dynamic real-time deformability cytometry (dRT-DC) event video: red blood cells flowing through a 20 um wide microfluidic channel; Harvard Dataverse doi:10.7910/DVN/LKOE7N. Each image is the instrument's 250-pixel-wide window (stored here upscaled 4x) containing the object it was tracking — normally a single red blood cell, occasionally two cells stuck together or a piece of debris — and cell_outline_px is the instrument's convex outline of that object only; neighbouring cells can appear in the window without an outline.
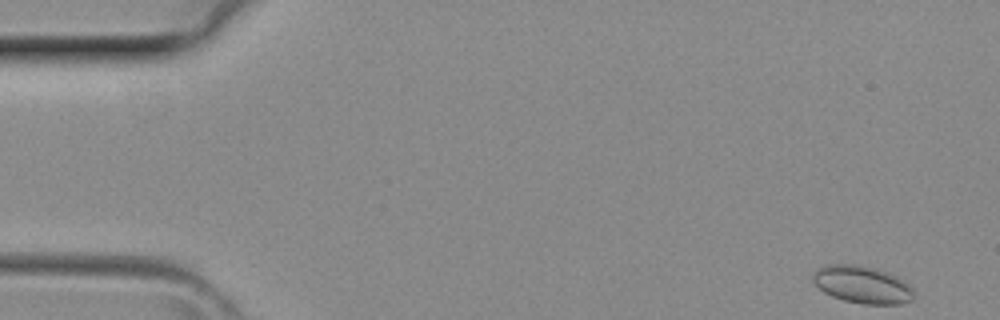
{"species": "common noctule bat (a hibernating species)", "species_latin": "Nyctalus noctula", "temperature_condition": "room temperature", "stored_images_in_passage": 5, "camera_frame_rate_fps": 3000, "um_per_image_px": 0.085, "animal": {"sex": "female", "body_mass_g": 29.2, "forearm_length_mm": 56.3}, "frame": {"image": 1, "passage_image": 1, "time_ms": 0.0, "image_size_px": [1000, 320], "cell_outline_px": [[912, 300], [900, 304], [864, 304], [844, 300], [832, 296], [824, 292], [812, 280], [812, 272], [816, 268], [824, 264], [852, 264], [876, 268], [896, 276], [908, 284], [912, 288]], "centroid_in_image_um": [73.24, 24.18], "position_along_channel_um": 11.8, "area_um2": 21.96}}